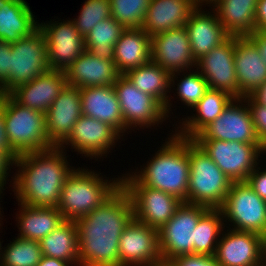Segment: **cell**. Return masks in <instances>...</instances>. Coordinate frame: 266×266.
<instances>
[{"mask_svg": "<svg viewBox=\"0 0 266 266\" xmlns=\"http://www.w3.org/2000/svg\"><path fill=\"white\" fill-rule=\"evenodd\" d=\"M133 218L131 198L121 185L100 206L75 220L80 264L119 266V239Z\"/></svg>", "mask_w": 266, "mask_h": 266, "instance_id": "6da1fadb", "label": "cell"}, {"mask_svg": "<svg viewBox=\"0 0 266 266\" xmlns=\"http://www.w3.org/2000/svg\"><path fill=\"white\" fill-rule=\"evenodd\" d=\"M64 149L52 147L15 157L13 180L16 201L26 206L57 207L63 184L75 168L69 165Z\"/></svg>", "mask_w": 266, "mask_h": 266, "instance_id": "7a4b0ae2", "label": "cell"}, {"mask_svg": "<svg viewBox=\"0 0 266 266\" xmlns=\"http://www.w3.org/2000/svg\"><path fill=\"white\" fill-rule=\"evenodd\" d=\"M144 168L124 174L121 184H144L187 202L190 175L188 139L171 133Z\"/></svg>", "mask_w": 266, "mask_h": 266, "instance_id": "3957f363", "label": "cell"}, {"mask_svg": "<svg viewBox=\"0 0 266 266\" xmlns=\"http://www.w3.org/2000/svg\"><path fill=\"white\" fill-rule=\"evenodd\" d=\"M100 174L79 167L66 178L57 203L64 220L75 221L88 215L121 186V177L109 181Z\"/></svg>", "mask_w": 266, "mask_h": 266, "instance_id": "277c9868", "label": "cell"}, {"mask_svg": "<svg viewBox=\"0 0 266 266\" xmlns=\"http://www.w3.org/2000/svg\"><path fill=\"white\" fill-rule=\"evenodd\" d=\"M2 115L9 150L15 156L54 147L48 139L45 113L22 106L10 94H2Z\"/></svg>", "mask_w": 266, "mask_h": 266, "instance_id": "5b68a950", "label": "cell"}, {"mask_svg": "<svg viewBox=\"0 0 266 266\" xmlns=\"http://www.w3.org/2000/svg\"><path fill=\"white\" fill-rule=\"evenodd\" d=\"M188 155L190 175L187 202L219 209L232 181L193 139H188Z\"/></svg>", "mask_w": 266, "mask_h": 266, "instance_id": "8992f818", "label": "cell"}, {"mask_svg": "<svg viewBox=\"0 0 266 266\" xmlns=\"http://www.w3.org/2000/svg\"><path fill=\"white\" fill-rule=\"evenodd\" d=\"M219 209L224 222H232V230L266 236V201L259 197L247 182H232Z\"/></svg>", "mask_w": 266, "mask_h": 266, "instance_id": "52a82bcc", "label": "cell"}, {"mask_svg": "<svg viewBox=\"0 0 266 266\" xmlns=\"http://www.w3.org/2000/svg\"><path fill=\"white\" fill-rule=\"evenodd\" d=\"M206 206L182 202L174 216L158 231L163 265L180 255L194 254V229Z\"/></svg>", "mask_w": 266, "mask_h": 266, "instance_id": "ba28073f", "label": "cell"}, {"mask_svg": "<svg viewBox=\"0 0 266 266\" xmlns=\"http://www.w3.org/2000/svg\"><path fill=\"white\" fill-rule=\"evenodd\" d=\"M232 182H246L250 173L266 155L261 144L222 140H194ZM258 161V162H257Z\"/></svg>", "mask_w": 266, "mask_h": 266, "instance_id": "9c48e42d", "label": "cell"}, {"mask_svg": "<svg viewBox=\"0 0 266 266\" xmlns=\"http://www.w3.org/2000/svg\"><path fill=\"white\" fill-rule=\"evenodd\" d=\"M11 45L9 86L1 94H10L50 70L48 47L39 28Z\"/></svg>", "mask_w": 266, "mask_h": 266, "instance_id": "30bf717a", "label": "cell"}, {"mask_svg": "<svg viewBox=\"0 0 266 266\" xmlns=\"http://www.w3.org/2000/svg\"><path fill=\"white\" fill-rule=\"evenodd\" d=\"M113 86L120 103L125 133L132 128L144 130V127H154L156 124L159 127L158 124L167 119L164 106L151 95L140 92L124 74Z\"/></svg>", "mask_w": 266, "mask_h": 266, "instance_id": "8fae6325", "label": "cell"}, {"mask_svg": "<svg viewBox=\"0 0 266 266\" xmlns=\"http://www.w3.org/2000/svg\"><path fill=\"white\" fill-rule=\"evenodd\" d=\"M245 103L244 98H234L221 115L207 125L193 140L261 144L254 129L250 108Z\"/></svg>", "mask_w": 266, "mask_h": 266, "instance_id": "7c38bea8", "label": "cell"}, {"mask_svg": "<svg viewBox=\"0 0 266 266\" xmlns=\"http://www.w3.org/2000/svg\"><path fill=\"white\" fill-rule=\"evenodd\" d=\"M151 60L171 74L170 87H175L177 75L196 68L185 26L151 37Z\"/></svg>", "mask_w": 266, "mask_h": 266, "instance_id": "4fadbf2b", "label": "cell"}, {"mask_svg": "<svg viewBox=\"0 0 266 266\" xmlns=\"http://www.w3.org/2000/svg\"><path fill=\"white\" fill-rule=\"evenodd\" d=\"M158 230L134 218L119 239V266H162Z\"/></svg>", "mask_w": 266, "mask_h": 266, "instance_id": "5bb4252c", "label": "cell"}, {"mask_svg": "<svg viewBox=\"0 0 266 266\" xmlns=\"http://www.w3.org/2000/svg\"><path fill=\"white\" fill-rule=\"evenodd\" d=\"M132 201L134 219L158 230L182 203L177 197L144 184H121Z\"/></svg>", "mask_w": 266, "mask_h": 266, "instance_id": "9a60e30c", "label": "cell"}, {"mask_svg": "<svg viewBox=\"0 0 266 266\" xmlns=\"http://www.w3.org/2000/svg\"><path fill=\"white\" fill-rule=\"evenodd\" d=\"M48 23H38V28L48 47L49 69L65 71L86 50L85 37L72 20Z\"/></svg>", "mask_w": 266, "mask_h": 266, "instance_id": "2e32d148", "label": "cell"}, {"mask_svg": "<svg viewBox=\"0 0 266 266\" xmlns=\"http://www.w3.org/2000/svg\"><path fill=\"white\" fill-rule=\"evenodd\" d=\"M227 228V233L222 231L217 243L216 263L219 266H264V237L254 232Z\"/></svg>", "mask_w": 266, "mask_h": 266, "instance_id": "e0dca14e", "label": "cell"}, {"mask_svg": "<svg viewBox=\"0 0 266 266\" xmlns=\"http://www.w3.org/2000/svg\"><path fill=\"white\" fill-rule=\"evenodd\" d=\"M234 48L235 36H229L197 60L196 69L205 78L210 89L223 90L234 98H240L234 64Z\"/></svg>", "mask_w": 266, "mask_h": 266, "instance_id": "ac0fdd59", "label": "cell"}, {"mask_svg": "<svg viewBox=\"0 0 266 266\" xmlns=\"http://www.w3.org/2000/svg\"><path fill=\"white\" fill-rule=\"evenodd\" d=\"M120 136L109 124L82 115L73 126L69 137L59 147L65 150L66 145H69L82 156L84 154L91 159H101L102 156L107 157L106 154H109L110 148L115 147Z\"/></svg>", "mask_w": 266, "mask_h": 266, "instance_id": "d6986e66", "label": "cell"}, {"mask_svg": "<svg viewBox=\"0 0 266 266\" xmlns=\"http://www.w3.org/2000/svg\"><path fill=\"white\" fill-rule=\"evenodd\" d=\"M80 88L67 85L45 113L46 131L53 146L59 147L82 116Z\"/></svg>", "mask_w": 266, "mask_h": 266, "instance_id": "ffe728a7", "label": "cell"}, {"mask_svg": "<svg viewBox=\"0 0 266 266\" xmlns=\"http://www.w3.org/2000/svg\"><path fill=\"white\" fill-rule=\"evenodd\" d=\"M234 64L240 98L251 96L266 82V62L249 36H235Z\"/></svg>", "mask_w": 266, "mask_h": 266, "instance_id": "44dd1931", "label": "cell"}, {"mask_svg": "<svg viewBox=\"0 0 266 266\" xmlns=\"http://www.w3.org/2000/svg\"><path fill=\"white\" fill-rule=\"evenodd\" d=\"M201 8V6H198L190 14L185 25L195 61L209 53L229 37L219 21L218 14L214 10L207 12V10L204 11Z\"/></svg>", "mask_w": 266, "mask_h": 266, "instance_id": "7402d4cb", "label": "cell"}, {"mask_svg": "<svg viewBox=\"0 0 266 266\" xmlns=\"http://www.w3.org/2000/svg\"><path fill=\"white\" fill-rule=\"evenodd\" d=\"M66 84L79 88L114 85L121 73L109 59L85 50L65 71Z\"/></svg>", "mask_w": 266, "mask_h": 266, "instance_id": "603a6c76", "label": "cell"}, {"mask_svg": "<svg viewBox=\"0 0 266 266\" xmlns=\"http://www.w3.org/2000/svg\"><path fill=\"white\" fill-rule=\"evenodd\" d=\"M65 86L64 71L49 70L18 86L10 95L22 106L46 113Z\"/></svg>", "mask_w": 266, "mask_h": 266, "instance_id": "cb8c5ba5", "label": "cell"}, {"mask_svg": "<svg viewBox=\"0 0 266 266\" xmlns=\"http://www.w3.org/2000/svg\"><path fill=\"white\" fill-rule=\"evenodd\" d=\"M80 97L82 115L109 124L124 135L125 123L113 85L80 88Z\"/></svg>", "mask_w": 266, "mask_h": 266, "instance_id": "d4e9b609", "label": "cell"}, {"mask_svg": "<svg viewBox=\"0 0 266 266\" xmlns=\"http://www.w3.org/2000/svg\"><path fill=\"white\" fill-rule=\"evenodd\" d=\"M197 7L192 0H150L142 29L153 37L183 27Z\"/></svg>", "mask_w": 266, "mask_h": 266, "instance_id": "484cf974", "label": "cell"}, {"mask_svg": "<svg viewBox=\"0 0 266 266\" xmlns=\"http://www.w3.org/2000/svg\"><path fill=\"white\" fill-rule=\"evenodd\" d=\"M234 97L226 91L208 89L204 97L192 108L196 115L182 118L175 134L186 139L195 138L207 125L213 122ZM180 128V129H179ZM179 129V130H178Z\"/></svg>", "mask_w": 266, "mask_h": 266, "instance_id": "4316f807", "label": "cell"}, {"mask_svg": "<svg viewBox=\"0 0 266 266\" xmlns=\"http://www.w3.org/2000/svg\"><path fill=\"white\" fill-rule=\"evenodd\" d=\"M151 60V37L142 28L125 29L114 46L116 69L125 74Z\"/></svg>", "mask_w": 266, "mask_h": 266, "instance_id": "83f0119b", "label": "cell"}, {"mask_svg": "<svg viewBox=\"0 0 266 266\" xmlns=\"http://www.w3.org/2000/svg\"><path fill=\"white\" fill-rule=\"evenodd\" d=\"M30 6L25 0H4L0 5V39L15 43L38 28Z\"/></svg>", "mask_w": 266, "mask_h": 266, "instance_id": "f1b7e54d", "label": "cell"}, {"mask_svg": "<svg viewBox=\"0 0 266 266\" xmlns=\"http://www.w3.org/2000/svg\"><path fill=\"white\" fill-rule=\"evenodd\" d=\"M258 0H220L213 6L229 36L246 37L255 32Z\"/></svg>", "mask_w": 266, "mask_h": 266, "instance_id": "f546056e", "label": "cell"}, {"mask_svg": "<svg viewBox=\"0 0 266 266\" xmlns=\"http://www.w3.org/2000/svg\"><path fill=\"white\" fill-rule=\"evenodd\" d=\"M124 75L140 92L147 93L158 100L164 106L167 118L169 117L172 111L170 96H168V92L171 91V74L167 70L150 60L139 67L128 70Z\"/></svg>", "mask_w": 266, "mask_h": 266, "instance_id": "4dcf8cb0", "label": "cell"}, {"mask_svg": "<svg viewBox=\"0 0 266 266\" xmlns=\"http://www.w3.org/2000/svg\"><path fill=\"white\" fill-rule=\"evenodd\" d=\"M18 206L16 220L21 238L40 242L64 221L57 207H33L19 202Z\"/></svg>", "mask_w": 266, "mask_h": 266, "instance_id": "1f68e13d", "label": "cell"}, {"mask_svg": "<svg viewBox=\"0 0 266 266\" xmlns=\"http://www.w3.org/2000/svg\"><path fill=\"white\" fill-rule=\"evenodd\" d=\"M43 256L64 260L79 266L78 232L75 221L64 220L40 242Z\"/></svg>", "mask_w": 266, "mask_h": 266, "instance_id": "d6a6232c", "label": "cell"}, {"mask_svg": "<svg viewBox=\"0 0 266 266\" xmlns=\"http://www.w3.org/2000/svg\"><path fill=\"white\" fill-rule=\"evenodd\" d=\"M225 224L220 209H208L193 231L194 254L214 256L221 233L226 229Z\"/></svg>", "mask_w": 266, "mask_h": 266, "instance_id": "836d02e7", "label": "cell"}, {"mask_svg": "<svg viewBox=\"0 0 266 266\" xmlns=\"http://www.w3.org/2000/svg\"><path fill=\"white\" fill-rule=\"evenodd\" d=\"M125 28L110 17L98 22L85 36L86 50L101 59L114 60V46Z\"/></svg>", "mask_w": 266, "mask_h": 266, "instance_id": "e575fe53", "label": "cell"}, {"mask_svg": "<svg viewBox=\"0 0 266 266\" xmlns=\"http://www.w3.org/2000/svg\"><path fill=\"white\" fill-rule=\"evenodd\" d=\"M42 257L38 241L17 236L6 247L1 245L0 266H37Z\"/></svg>", "mask_w": 266, "mask_h": 266, "instance_id": "d590c367", "label": "cell"}, {"mask_svg": "<svg viewBox=\"0 0 266 266\" xmlns=\"http://www.w3.org/2000/svg\"><path fill=\"white\" fill-rule=\"evenodd\" d=\"M150 0H110L111 16L125 29L142 28Z\"/></svg>", "mask_w": 266, "mask_h": 266, "instance_id": "8d00e7d4", "label": "cell"}, {"mask_svg": "<svg viewBox=\"0 0 266 266\" xmlns=\"http://www.w3.org/2000/svg\"><path fill=\"white\" fill-rule=\"evenodd\" d=\"M81 7L77 18L72 21L77 31L84 37L98 22L112 17L110 0H86Z\"/></svg>", "mask_w": 266, "mask_h": 266, "instance_id": "74e56055", "label": "cell"}, {"mask_svg": "<svg viewBox=\"0 0 266 266\" xmlns=\"http://www.w3.org/2000/svg\"><path fill=\"white\" fill-rule=\"evenodd\" d=\"M185 72L183 71L184 77L176 85V93L179 96L177 98H180L188 108L192 109L204 97L209 87L205 78L199 73V70L195 72L190 70V73L188 71Z\"/></svg>", "mask_w": 266, "mask_h": 266, "instance_id": "f35d334b", "label": "cell"}, {"mask_svg": "<svg viewBox=\"0 0 266 266\" xmlns=\"http://www.w3.org/2000/svg\"><path fill=\"white\" fill-rule=\"evenodd\" d=\"M244 99L250 108L259 142L266 149V106L258 104L251 96H246Z\"/></svg>", "mask_w": 266, "mask_h": 266, "instance_id": "ab89813d", "label": "cell"}, {"mask_svg": "<svg viewBox=\"0 0 266 266\" xmlns=\"http://www.w3.org/2000/svg\"><path fill=\"white\" fill-rule=\"evenodd\" d=\"M166 266H219L214 256L188 254L170 260Z\"/></svg>", "mask_w": 266, "mask_h": 266, "instance_id": "60d3db41", "label": "cell"}, {"mask_svg": "<svg viewBox=\"0 0 266 266\" xmlns=\"http://www.w3.org/2000/svg\"><path fill=\"white\" fill-rule=\"evenodd\" d=\"M11 43L0 39V94L9 86Z\"/></svg>", "mask_w": 266, "mask_h": 266, "instance_id": "b9f144b4", "label": "cell"}, {"mask_svg": "<svg viewBox=\"0 0 266 266\" xmlns=\"http://www.w3.org/2000/svg\"><path fill=\"white\" fill-rule=\"evenodd\" d=\"M260 168L257 165L246 182L259 197L266 201V169L261 170Z\"/></svg>", "mask_w": 266, "mask_h": 266, "instance_id": "7bdbcfd3", "label": "cell"}, {"mask_svg": "<svg viewBox=\"0 0 266 266\" xmlns=\"http://www.w3.org/2000/svg\"><path fill=\"white\" fill-rule=\"evenodd\" d=\"M13 162L14 160L2 148H0V188L2 190H5L4 186L10 176L8 175V170L13 167Z\"/></svg>", "mask_w": 266, "mask_h": 266, "instance_id": "ee69618b", "label": "cell"}, {"mask_svg": "<svg viewBox=\"0 0 266 266\" xmlns=\"http://www.w3.org/2000/svg\"><path fill=\"white\" fill-rule=\"evenodd\" d=\"M266 30V0H258L255 12V31Z\"/></svg>", "mask_w": 266, "mask_h": 266, "instance_id": "f6af8a7d", "label": "cell"}, {"mask_svg": "<svg viewBox=\"0 0 266 266\" xmlns=\"http://www.w3.org/2000/svg\"><path fill=\"white\" fill-rule=\"evenodd\" d=\"M0 148H2L13 160L15 159L16 156L9 150L7 143L5 124L2 115V94H0Z\"/></svg>", "mask_w": 266, "mask_h": 266, "instance_id": "bcb514c9", "label": "cell"}, {"mask_svg": "<svg viewBox=\"0 0 266 266\" xmlns=\"http://www.w3.org/2000/svg\"><path fill=\"white\" fill-rule=\"evenodd\" d=\"M249 37L256 43L263 60L266 62V33L255 31Z\"/></svg>", "mask_w": 266, "mask_h": 266, "instance_id": "7dc6e473", "label": "cell"}, {"mask_svg": "<svg viewBox=\"0 0 266 266\" xmlns=\"http://www.w3.org/2000/svg\"><path fill=\"white\" fill-rule=\"evenodd\" d=\"M37 266H72L69 262L43 256Z\"/></svg>", "mask_w": 266, "mask_h": 266, "instance_id": "c3c4849f", "label": "cell"}, {"mask_svg": "<svg viewBox=\"0 0 266 266\" xmlns=\"http://www.w3.org/2000/svg\"><path fill=\"white\" fill-rule=\"evenodd\" d=\"M251 97L260 105L266 106V82L258 88Z\"/></svg>", "mask_w": 266, "mask_h": 266, "instance_id": "681fc988", "label": "cell"}, {"mask_svg": "<svg viewBox=\"0 0 266 266\" xmlns=\"http://www.w3.org/2000/svg\"><path fill=\"white\" fill-rule=\"evenodd\" d=\"M220 0H200L199 6L202 5H207L209 4V6H214L217 2H219ZM205 3V4H204Z\"/></svg>", "mask_w": 266, "mask_h": 266, "instance_id": "f907efd6", "label": "cell"}, {"mask_svg": "<svg viewBox=\"0 0 266 266\" xmlns=\"http://www.w3.org/2000/svg\"><path fill=\"white\" fill-rule=\"evenodd\" d=\"M2 191H3V190L0 188V199L2 198V197H1V194L3 193ZM0 202H2V201H0ZM0 205H1V204H0ZM0 209H1V208H0ZM1 216H2V214H1V210H0V219H1Z\"/></svg>", "mask_w": 266, "mask_h": 266, "instance_id": "816d5d0a", "label": "cell"}, {"mask_svg": "<svg viewBox=\"0 0 266 266\" xmlns=\"http://www.w3.org/2000/svg\"><path fill=\"white\" fill-rule=\"evenodd\" d=\"M264 246H265V260H266V236L264 237Z\"/></svg>", "mask_w": 266, "mask_h": 266, "instance_id": "f5cc1de1", "label": "cell"}, {"mask_svg": "<svg viewBox=\"0 0 266 266\" xmlns=\"http://www.w3.org/2000/svg\"><path fill=\"white\" fill-rule=\"evenodd\" d=\"M197 6H199L200 0H192Z\"/></svg>", "mask_w": 266, "mask_h": 266, "instance_id": "db71d44e", "label": "cell"}]
</instances>
